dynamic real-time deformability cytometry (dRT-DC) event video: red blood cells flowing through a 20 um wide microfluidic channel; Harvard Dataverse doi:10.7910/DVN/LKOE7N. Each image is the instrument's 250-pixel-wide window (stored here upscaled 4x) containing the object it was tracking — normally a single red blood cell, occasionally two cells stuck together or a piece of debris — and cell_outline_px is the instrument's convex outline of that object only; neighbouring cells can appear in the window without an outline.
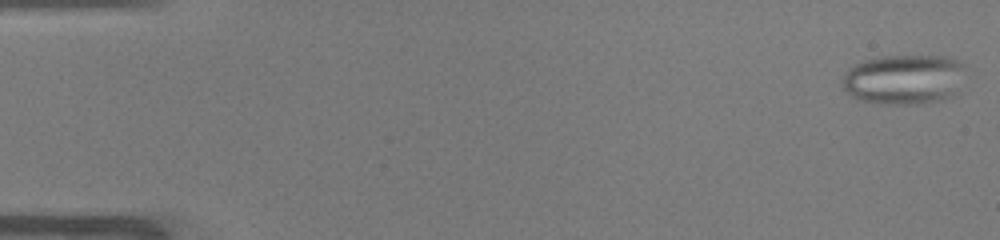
{"species": "common noctule bat (a hibernating species)", "species_latin": "Nyctalus noctula", "temperature_condition": "warm", "stored_images_in_passage": 46, "camera_frame_rate_fps": 3000, "um_per_image_px": 0.085, "animal": {"sex": "male", "body_mass_g": 19.0, "forearm_length_mm": 50.8}, "frame": {"image": 1, "passage_image": 1, "time_ms": 0.0, "image_size_px": [1000, 240], "cell_outline_px": [[964, 64], [960, 92], [940, 100], [916, 104], [880, 104], [856, 100], [844, 88], [844, 72], [848, 68], [864, 60], [884, 56], [944, 56], [956, 60]], "centroid_in_image_um": [76.85, 6.76], "position_along_channel_um": 8.2, "area_um2": 36.01}}
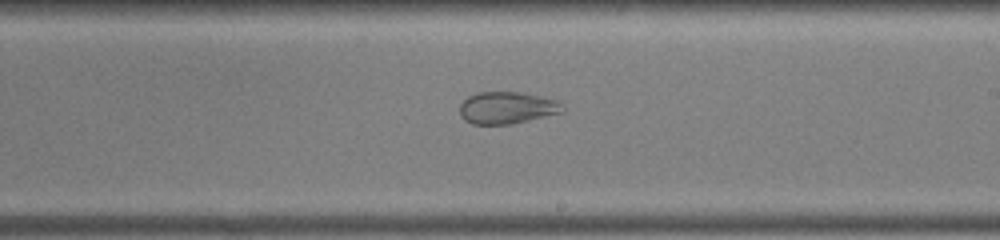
{"frame": {"image": 2, "passage_image": 30, "time_ms": 9.667, "image_size_px": [1000, 240], "cell_outline_px": [[564, 112], [512, 124], [472, 124], [464, 120], [460, 116], [460, 104], [468, 96], [476, 92], [520, 92], [540, 96], [556, 100], [564, 104]], "centroid_in_image_um": [43.1, 9.16], "position_along_channel_um": 245.9, "area_um2": 19.36}}
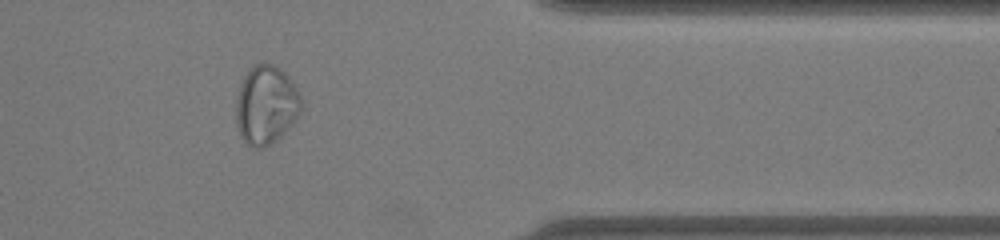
{"frame": {"image": 3, "passage_image": 42, "time_ms": 13.667, "image_size_px": [1000, 240], "cell_outline_px": [[300, 112], [292, 124], [272, 144], [264, 148], [252, 148], [240, 136], [236, 124], [236, 100], [240, 84], [244, 76], [256, 64], [272, 64], [280, 68], [288, 76], [300, 96]], "centroid_in_image_um": [22.59, 8.96], "position_along_channel_um": 388.8, "area_um2": 29.65}}